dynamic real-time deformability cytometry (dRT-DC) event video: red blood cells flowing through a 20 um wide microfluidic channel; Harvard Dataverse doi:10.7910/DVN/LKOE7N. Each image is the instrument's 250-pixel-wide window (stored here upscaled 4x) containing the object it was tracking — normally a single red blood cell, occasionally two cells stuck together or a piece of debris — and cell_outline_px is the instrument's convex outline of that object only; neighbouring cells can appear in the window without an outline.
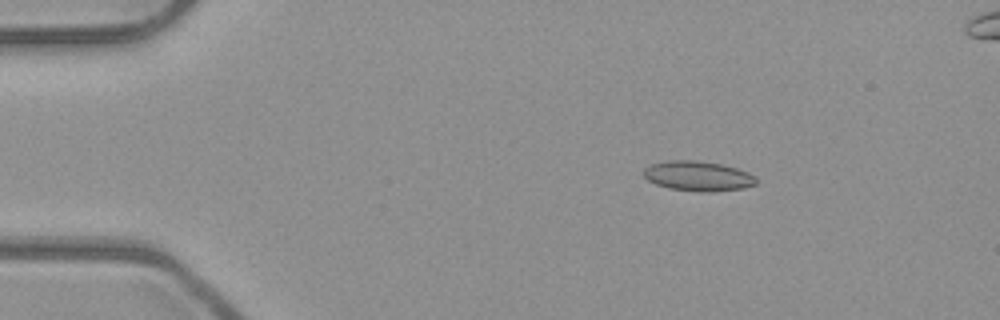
{"species": "common noctule bat (a hibernating species)", "species_latin": "Nyctalus noctula", "temperature_condition": "room temperature", "stored_images_in_passage": 53, "segment_of_instrument_passage": [1, 2], "camera_frame_rate_fps": 3000, "um_per_image_px": 0.085, "animal": {"sex": "male", "body_mass_g": 23.1, "forearm_length_mm": 52.7}, "frame": {"image": 1, "passage_image": 8, "time_ms": 2.333, "image_size_px": [1000, 320], "cell_outline_px": [[756, 184], [744, 188], [712, 192], [700, 192], [668, 188], [656, 184], [648, 180], [644, 176], [644, 168], [652, 164], [668, 160], [692, 160], [720, 164], [736, 168], [748, 172], [756, 176]], "centroid_in_image_um": [59.34, 14.97], "position_along_channel_um": 25.7, "area_um2": 19.59}}
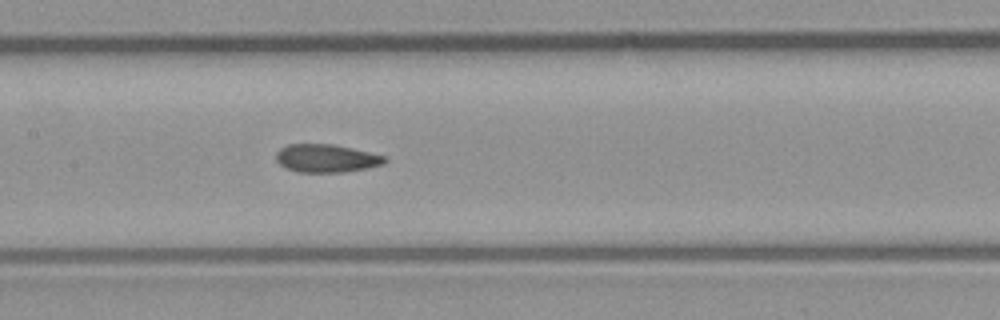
{"frame": {"image": 2, "passage_image": 25, "time_ms": 8.0, "image_size_px": [1000, 320], "cell_outline_px": [[388, 160], [384, 164], [368, 168], [344, 172], [296, 172], [284, 168], [276, 160], [276, 152], [280, 148], [288, 144], [332, 144], [352, 148], [388, 156]], "centroid_in_image_um": [27.76, 13.46], "position_along_channel_um": 179.6, "area_um2": 18.03}}
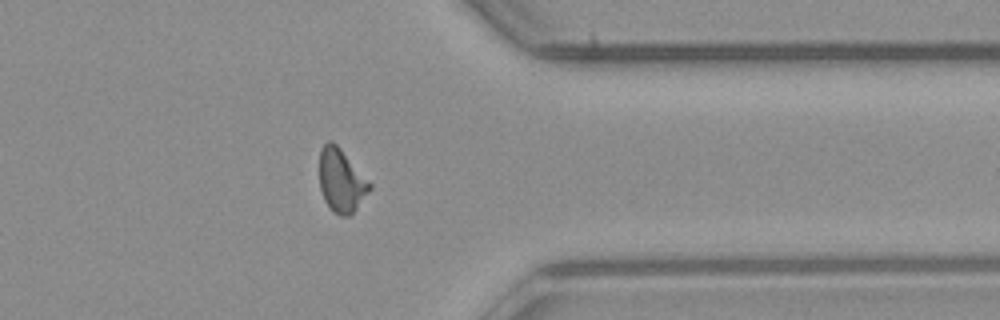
{"frame": {"image": 3, "passage_image": 41, "time_ms": 13.333, "image_size_px": [1000, 320], "cell_outline_px": [[372, 188], [356, 208], [348, 216], [340, 216], [332, 212], [328, 208], [324, 200], [320, 188], [320, 148], [328, 140], [332, 140], [340, 148], [372, 184]], "centroid_in_image_um": [28.99, 15.36], "position_along_channel_um": 382.4, "area_um2": 18.5}}